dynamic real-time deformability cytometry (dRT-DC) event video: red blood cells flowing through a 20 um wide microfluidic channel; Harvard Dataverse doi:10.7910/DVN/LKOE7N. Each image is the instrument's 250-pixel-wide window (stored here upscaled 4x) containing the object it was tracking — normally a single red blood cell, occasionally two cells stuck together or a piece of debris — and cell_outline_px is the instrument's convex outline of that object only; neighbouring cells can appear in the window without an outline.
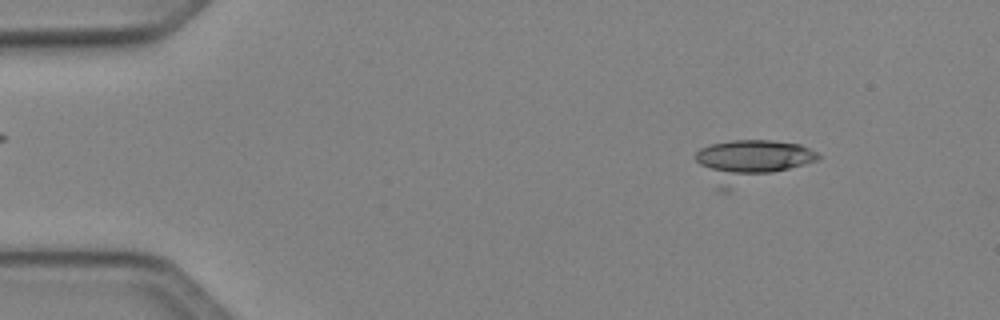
{"species": "Egyptian fruit bat (a non-hibernating species)", "species_latin": "Rousettus aegyptiacus", "temperature_condition": "cold", "stored_images_in_passage": 35, "camera_frame_rate_fps": 3000, "um_per_image_px": 0.085, "animal": {"sex": "female"}, "frame": {"image": 1, "passage_image": 3, "time_ms": 0.667, "image_size_px": [1000, 320], "cell_outline_px": [[820, 160], [728, 192], [720, 192], [696, 160], [696, 152], [700, 148], [712, 144], [732, 140], [772, 140], [800, 144], [816, 152], [820, 156]], "centroid_in_image_um": [63.84, 13.71], "position_along_channel_um": 21.2, "area_um2": 30.35}}
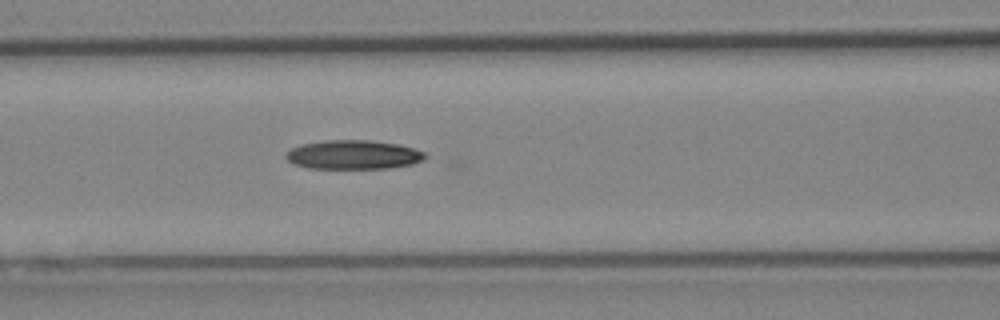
{"frame": {"image": 2, "passage_image": 18, "time_ms": 5.667, "image_size_px": [1000, 320], "cell_outline_px": [[428, 156], [412, 164], [388, 168], [308, 168], [296, 164], [288, 160], [284, 156], [292, 148], [304, 144], [324, 140], [368, 140], [396, 144], [412, 148], [424, 152]], "centroid_in_image_um": [30.03, 13.15], "position_along_channel_um": 136.6, "area_um2": 23.18}}
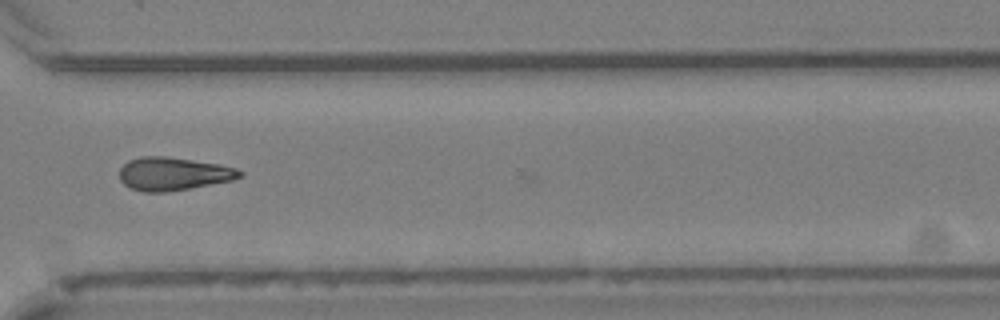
{"frame": {"image": 3, "passage_image": 34, "time_ms": 11.0, "image_size_px": [1000, 320], "cell_outline_px": [[244, 172], [240, 176], [232, 180], [168, 192], [144, 192], [132, 188], [124, 184], [120, 180], [120, 168], [128, 160], [140, 156], [164, 156], [220, 164], [236, 168]], "centroid_in_image_um": [14.71, 14.77], "position_along_channel_um": 355.9, "area_um2": 23.12}}